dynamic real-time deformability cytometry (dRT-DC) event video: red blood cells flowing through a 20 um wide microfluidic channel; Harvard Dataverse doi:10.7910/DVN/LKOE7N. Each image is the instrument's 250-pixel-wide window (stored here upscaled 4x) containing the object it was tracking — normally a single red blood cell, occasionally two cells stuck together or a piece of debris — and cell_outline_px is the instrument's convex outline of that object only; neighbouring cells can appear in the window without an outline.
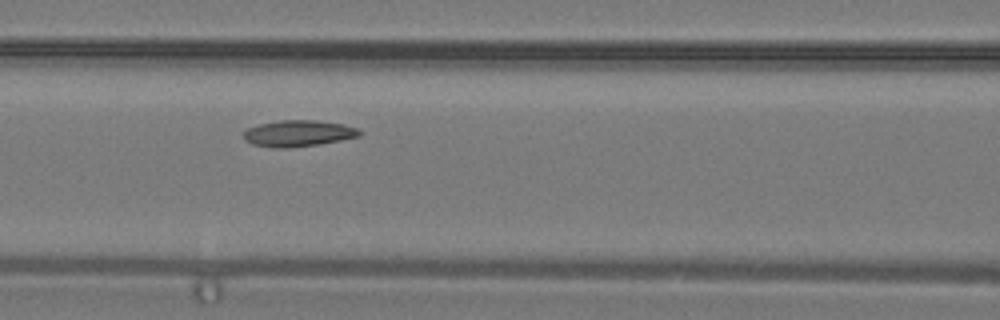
{"species": "common noctule bat (a hibernating species)", "species_latin": "Nyctalus noctula", "temperature_condition": "warm", "stored_images_in_passage": 5, "camera_frame_rate_fps": 3000, "um_per_image_px": 0.085, "animal": {"sex": "male", "body_mass_g": 19.2, "forearm_length_mm": 51.8}, "frame": {"image": 1, "passage_image": 5, "time_ms": 1.333, "image_size_px": [1000, 320], "cell_outline_px": [[364, 132], [360, 136], [320, 144], [288, 148], [272, 148], [252, 144], [244, 140], [244, 132], [248, 128], [260, 124], [280, 120], [316, 120], [344, 124], [356, 128]], "centroid_in_image_um": [25.37, 11.34], "position_along_channel_um": 141.2, "area_um2": 17.86}}